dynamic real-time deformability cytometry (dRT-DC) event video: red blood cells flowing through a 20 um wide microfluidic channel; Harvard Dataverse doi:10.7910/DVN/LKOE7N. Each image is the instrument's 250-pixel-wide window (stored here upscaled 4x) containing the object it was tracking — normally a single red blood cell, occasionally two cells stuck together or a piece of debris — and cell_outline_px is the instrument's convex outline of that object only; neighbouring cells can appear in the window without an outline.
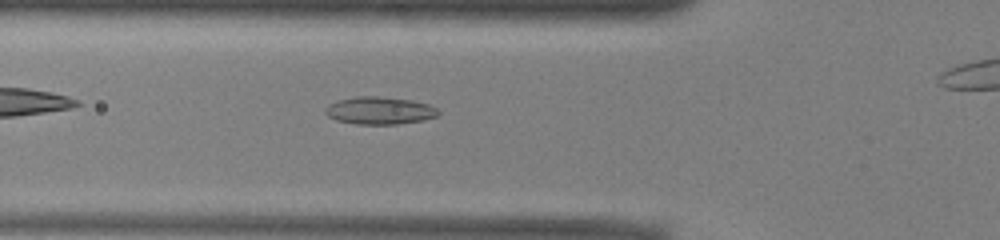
{"species": "common noctule bat (a hibernating species)", "species_latin": "Nyctalus noctula", "temperature_condition": "warm", "stored_images_in_passage": 30, "camera_frame_rate_fps": 3000, "um_per_image_px": 0.085, "animal": {"sex": "male", "body_mass_g": 13.0, "forearm_length_mm": 53.1}, "frame": {"image": 1, "passage_image": 4, "time_ms": 1.0, "image_size_px": [1000, 240], "cell_outline_px": [[440, 112], [436, 116], [424, 120], [396, 124], [356, 124], [336, 120], [328, 116], [324, 112], [324, 108], [328, 104], [340, 100], [356, 96], [376, 96], [412, 100], [428, 104], [436, 108]], "centroid_in_image_um": [32.25, 9.4], "position_along_channel_um": 93.6, "area_um2": 18.09}}
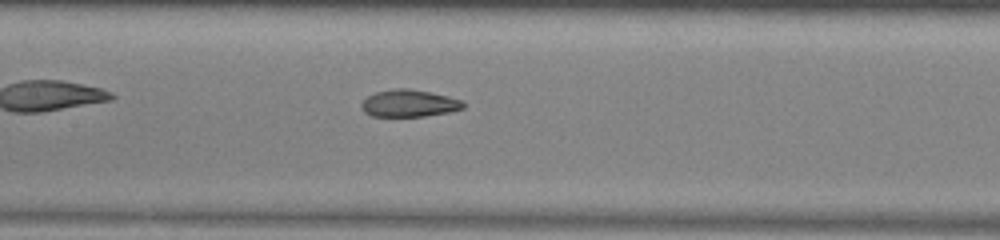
{"frame": {"image": 2, "passage_image": 10, "time_ms": 3.0, "image_size_px": [1000, 240], "cell_outline_px": [[464, 108], [448, 112], [424, 116], [372, 116], [364, 112], [360, 108], [360, 104], [368, 96], [376, 92], [392, 88], [408, 88], [432, 92], [464, 100]], "centroid_in_image_um": [34.77, 8.77], "position_along_channel_um": 172.6, "area_um2": 16.24}}
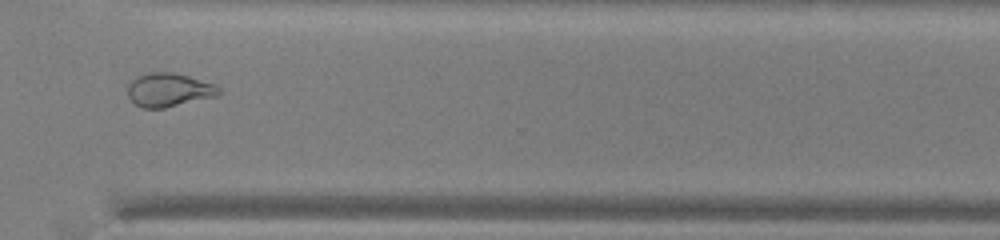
{"frame": {"image": 3, "passage_image": 24, "time_ms": 7.667, "image_size_px": [1000, 240], "cell_outline_px": [[220, 96], [164, 108], [144, 108], [136, 104], [128, 96], [128, 84], [136, 76], [144, 72], [168, 72], [188, 76], [216, 84], [220, 88]], "centroid_in_image_um": [14.38, 7.64], "position_along_channel_um": 356.2, "area_um2": 18.03}}